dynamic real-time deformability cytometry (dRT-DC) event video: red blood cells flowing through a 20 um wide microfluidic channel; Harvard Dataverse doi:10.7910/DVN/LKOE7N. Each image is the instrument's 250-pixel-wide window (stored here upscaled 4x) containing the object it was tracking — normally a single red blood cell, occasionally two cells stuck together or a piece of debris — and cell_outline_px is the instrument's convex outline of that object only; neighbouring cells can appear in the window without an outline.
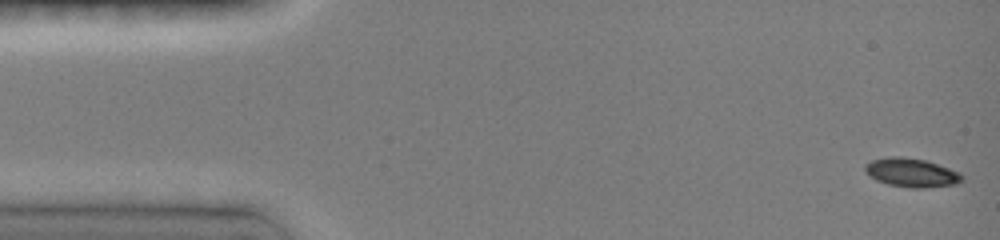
{"species": "common noctule bat (a hibernating species)", "species_latin": "Nyctalus noctula", "temperature_condition": "room temperature", "stored_images_in_passage": 22, "camera_frame_rate_fps": 3000, "um_per_image_px": 0.085, "animal": {"sex": "female", "body_mass_g": 19.0, "forearm_length_mm": 51.5}, "frame": {"image": 1, "passage_image": 1, "time_ms": 0.0, "image_size_px": [1000, 240], "cell_outline_px": [[964, 180], [956, 184], [924, 188], [908, 188], [888, 184], [876, 180], [864, 168], [864, 164], [872, 160], [892, 156], [896, 156], [924, 160], [960, 172], [964, 176]], "centroid_in_image_um": [77.51, 14.69], "position_along_channel_um": 7.5, "area_um2": 16.13}}
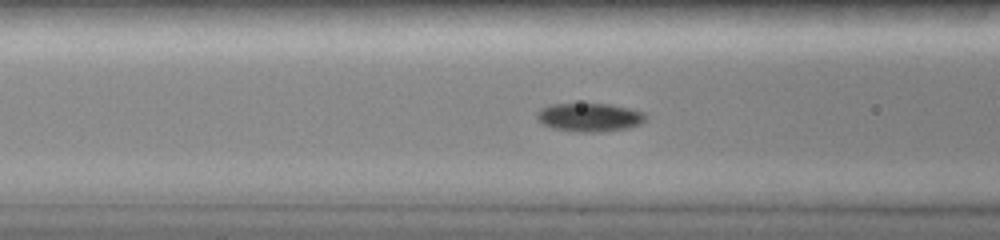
{"frame": {"image": 2, "passage_image": 7, "time_ms": 5.667, "image_size_px": [1000, 240], "cell_outline_px": [[644, 120], [640, 124], [628, 128], [596, 132], [576, 132], [552, 128], [544, 124], [536, 116], [536, 112], [540, 108], [548, 104], [608, 104], [628, 108], [644, 112]], "centroid_in_image_um": [50.07, 9.97], "position_along_channel_um": 116.5, "area_um2": 17.92}}
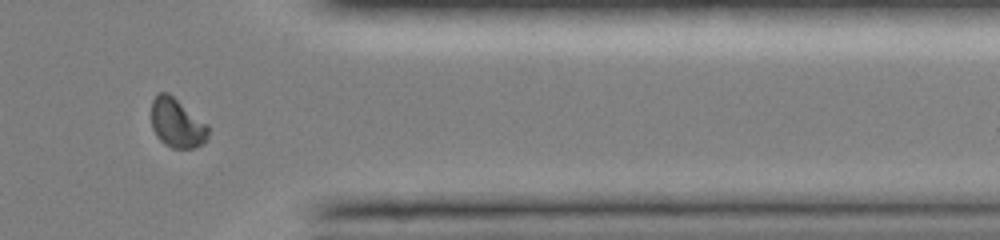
{"frame": {"image": 3, "passage_image": 20, "time_ms": 12.667, "image_size_px": [1000, 240], "cell_outline_px": [[208, 140], [204, 144], [192, 148], [172, 148], [164, 144], [156, 136], [152, 128], [152, 100], [160, 92], [168, 92], [208, 124]], "centroid_in_image_um": [15.06, 10.48], "position_along_channel_um": 396.3, "area_um2": 16.42}, "authors_computed_cell_mechanics": {"area_um2": 16.9065, "velocity_mm_per_s": 4.0394, "shape_relaxation_time_tau1_ms": 2.122, "shape_relaxation_time_tau2_ms": null, "deformation_change_tau1": 0.1198, "deformation_change_tau2": null}}